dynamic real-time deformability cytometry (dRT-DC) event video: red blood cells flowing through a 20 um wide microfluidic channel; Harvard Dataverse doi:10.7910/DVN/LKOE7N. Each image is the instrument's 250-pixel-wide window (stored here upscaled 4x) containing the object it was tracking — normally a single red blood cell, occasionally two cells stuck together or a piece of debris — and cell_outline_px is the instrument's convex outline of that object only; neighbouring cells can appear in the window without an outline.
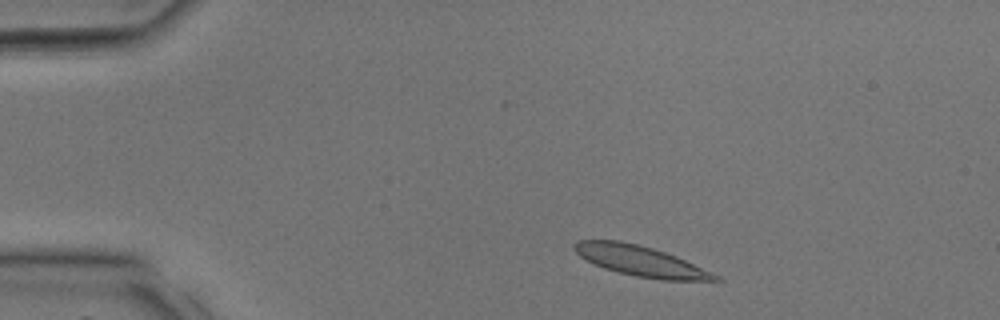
{"species": "common noctule bat (a hibernating species)", "species_latin": "Nyctalus noctula", "temperature_condition": "room temperature", "stored_images_in_passage": 30, "camera_frame_rate_fps": 3000, "um_per_image_px": 0.085, "animal": {"sex": "male", "body_mass_g": 17.9, "forearm_length_mm": 54.2}, "frame": {"image": 1, "passage_image": 2, "time_ms": 0.333, "image_size_px": [1000, 320], "cell_outline_px": [[724, 280], [664, 280], [636, 276], [604, 268], [580, 256], [572, 248], [576, 240], [620, 240], [652, 248], [676, 256], [712, 272], [720, 276]], "centroid_in_image_um": [54.45, 22.17], "position_along_channel_um": 30.6, "area_um2": 24.51}}
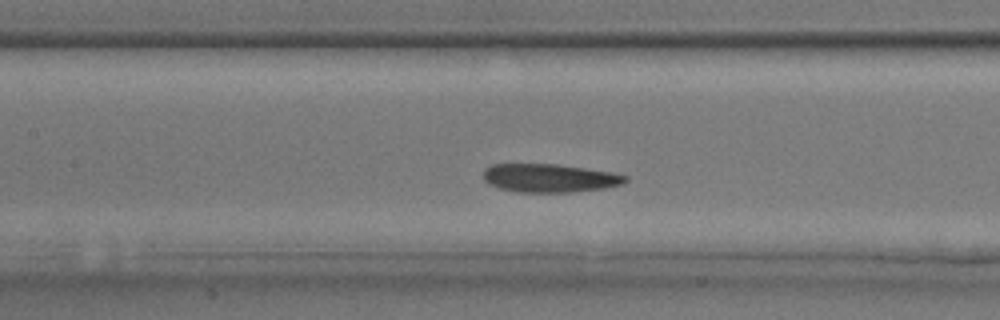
{"frame": {"image": 2, "passage_image": 12, "time_ms": 3.667, "image_size_px": [1000, 320], "cell_outline_px": [[628, 180], [624, 184], [604, 188], [572, 192], [520, 192], [500, 188], [488, 184], [484, 180], [484, 168], [492, 164], [556, 164], [612, 172], [628, 176]], "centroid_in_image_um": [46.72, 15.13], "position_along_channel_um": 160.7, "area_um2": 23.52}}
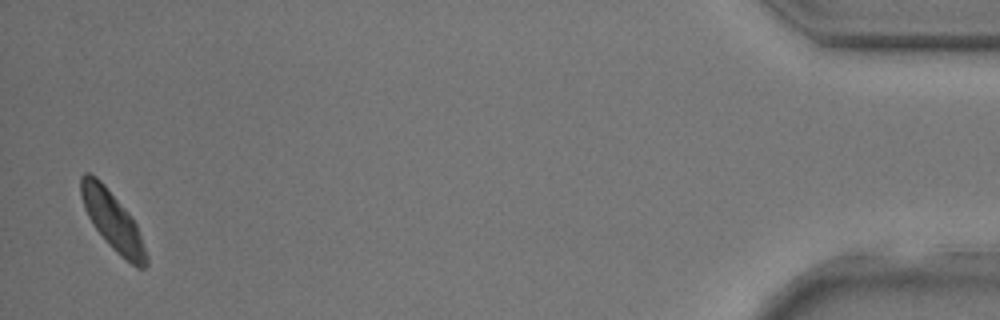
{"frame": {"image": 3, "passage_image": 30, "time_ms": 9.667, "image_size_px": [1000, 320], "cell_outline_px": [[148, 264], [144, 268], [136, 268], [120, 256], [108, 244], [92, 224], [84, 208], [80, 196], [80, 176], [84, 172], [88, 172], [96, 176], [104, 184], [128, 212], [136, 224], [148, 256]], "centroid_in_image_um": [9.56, 18.77], "position_along_channel_um": 425.6, "area_um2": 22.31}}